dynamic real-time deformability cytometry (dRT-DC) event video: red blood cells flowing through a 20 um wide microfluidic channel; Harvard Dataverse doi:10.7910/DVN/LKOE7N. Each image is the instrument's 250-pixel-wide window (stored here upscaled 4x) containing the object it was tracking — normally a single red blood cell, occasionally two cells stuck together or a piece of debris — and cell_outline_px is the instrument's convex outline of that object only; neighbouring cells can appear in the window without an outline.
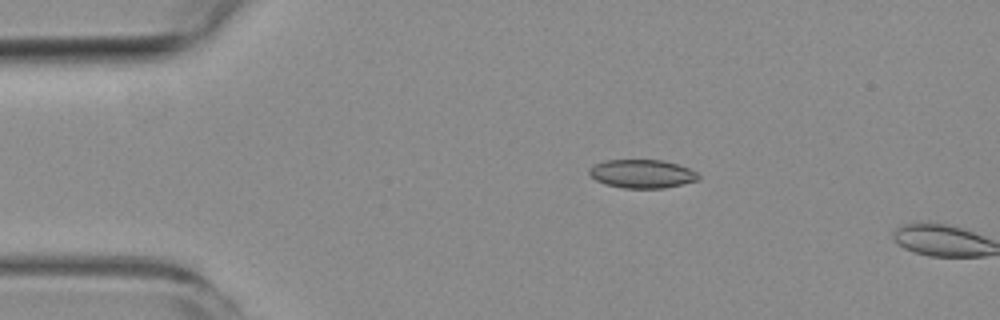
{"species": "common noctule bat (a hibernating species)", "species_latin": "Nyctalus noctula", "temperature_condition": "room temperature", "stored_images_in_passage": 2, "camera_frame_rate_fps": 3000, "um_per_image_px": 0.085, "animal": {"sex": "female", "body_mass_g": 19.3, "forearm_length_mm": 54.1}, "frame": {"image": 1, "passage_image": 1, "time_ms": 0.0, "image_size_px": [1000, 320], "cell_outline_px": [[700, 176], [696, 180], [664, 188], [624, 188], [604, 184], [596, 180], [588, 172], [588, 168], [604, 160], [664, 160], [688, 168], [696, 172]], "centroid_in_image_um": [54.53, 14.77], "position_along_channel_um": 30.5, "area_um2": 17.98}}